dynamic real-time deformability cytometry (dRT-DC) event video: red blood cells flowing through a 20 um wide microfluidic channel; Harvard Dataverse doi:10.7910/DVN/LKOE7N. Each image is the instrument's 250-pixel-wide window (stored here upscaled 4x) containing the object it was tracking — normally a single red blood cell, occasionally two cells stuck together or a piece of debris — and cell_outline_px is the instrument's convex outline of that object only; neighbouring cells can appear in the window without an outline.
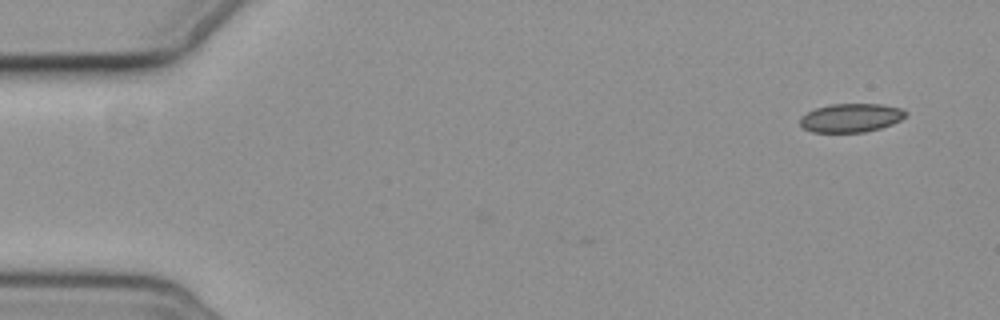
{"species": "common noctule bat (a hibernating species)", "species_latin": "Nyctalus noctula", "temperature_condition": "cold", "stored_images_in_passage": 2, "segment_of_instrument_passage": [2, 2], "camera_frame_rate_fps": 3000, "um_per_image_px": 0.085, "animal": {"sex": "female", "body_mass_g": 19.3, "forearm_length_mm": 54.1}, "frame": {"image": 1, "passage_image": 2, "time_ms": 2.0, "image_size_px": [1000, 320], "cell_outline_px": [[908, 112], [900, 120], [892, 124], [880, 128], [864, 132], [812, 132], [804, 128], [800, 124], [800, 116], [816, 108], [828, 104], [880, 104], [900, 108]], "centroid_in_image_um": [72.31, 10.01], "position_along_channel_um": 12.7, "area_um2": 17.57}}